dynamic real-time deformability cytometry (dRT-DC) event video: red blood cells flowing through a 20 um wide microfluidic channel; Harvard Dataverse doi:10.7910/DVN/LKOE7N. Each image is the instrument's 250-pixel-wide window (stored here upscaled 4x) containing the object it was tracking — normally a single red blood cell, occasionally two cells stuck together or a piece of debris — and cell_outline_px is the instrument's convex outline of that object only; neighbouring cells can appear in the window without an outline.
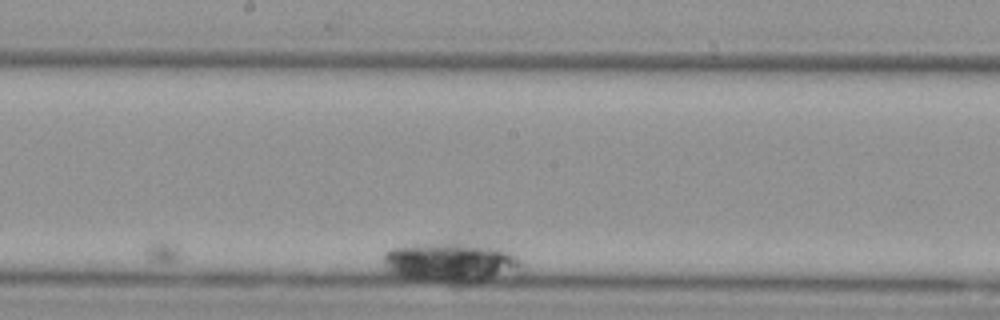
{"species": "Egyptian fruit bat (a non-hibernating species)", "species_latin": "Rousettus aegyptiacus", "temperature_condition": "cold", "stored_images_in_passage": 20, "camera_frame_rate_fps": 3000, "um_per_image_px": 0.085, "animal": {"sex": "female"}, "frame": {"image": 1, "passage_image": 17, "time_ms": 20.667, "image_size_px": [1000, 320], "cell_outline_px": [[524, 264], [516, 268], [488, 280], [472, 284], [448, 284], [416, 280], [396, 276], [388, 272], [384, 268], [384, 252], [392, 248], [412, 244], [452, 240], [456, 240], [500, 248], [516, 256]], "centroid_in_image_um": [38.2, 22.28], "position_along_channel_um": 210.0, "area_um2": 33.06}}
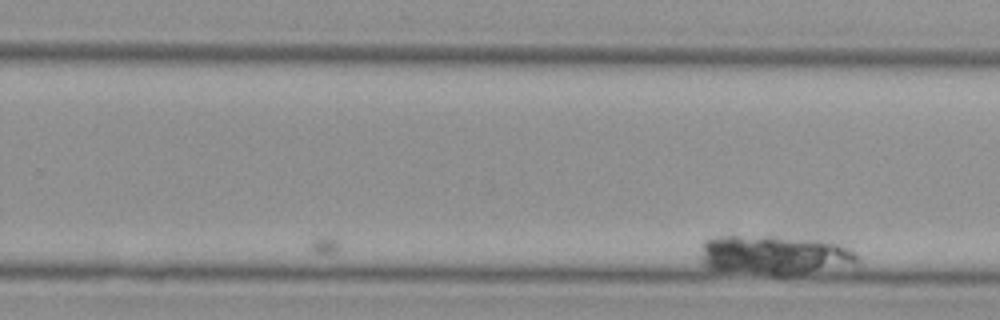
{"frame": {"image": 2, "passage_image": 20, "time_ms": 24.0, "image_size_px": [1000, 320], "cell_outline_px": [[860, 260], [856, 264], [788, 276], [776, 276], [708, 268], [700, 264], [700, 244], [704, 240], [716, 236], [776, 236], [832, 240], [852, 248], [860, 256]], "centroid_in_image_um": [65.86, 21.66], "position_along_channel_um": 263.9, "area_um2": 37.11}}